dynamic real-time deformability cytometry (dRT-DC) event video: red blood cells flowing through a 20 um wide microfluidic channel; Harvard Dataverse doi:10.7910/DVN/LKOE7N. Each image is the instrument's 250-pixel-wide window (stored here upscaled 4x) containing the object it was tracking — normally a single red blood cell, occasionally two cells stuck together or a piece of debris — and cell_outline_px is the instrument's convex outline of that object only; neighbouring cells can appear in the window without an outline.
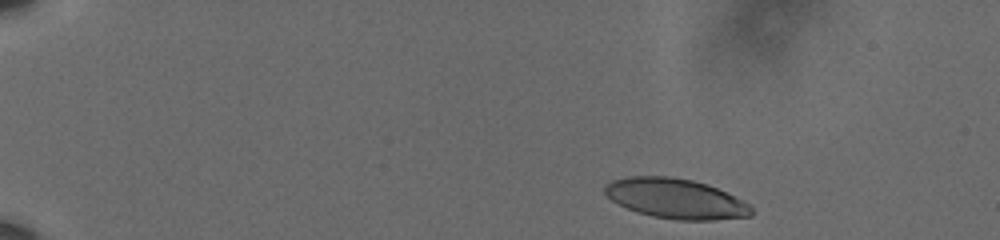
{"species": "human", "species_latin": "Homo sapiens", "temperature_condition": "cold", "stored_images_in_passage": 52, "camera_frame_rate_fps": 3000, "um_per_image_px": 0.085, "donor": {"sex": "male"}, "frame": {"image": 1, "passage_image": 3, "time_ms": 0.667, "image_size_px": [1000, 240], "cell_outline_px": [[752, 216], [712, 220], [676, 220], [652, 216], [636, 212], [612, 200], [604, 192], [604, 188], [612, 180], [628, 176], [668, 176], [692, 180], [708, 184], [744, 200], [752, 208]], "centroid_in_image_um": [57.46, 16.88], "position_along_channel_um": 27.5, "area_um2": 34.1}}
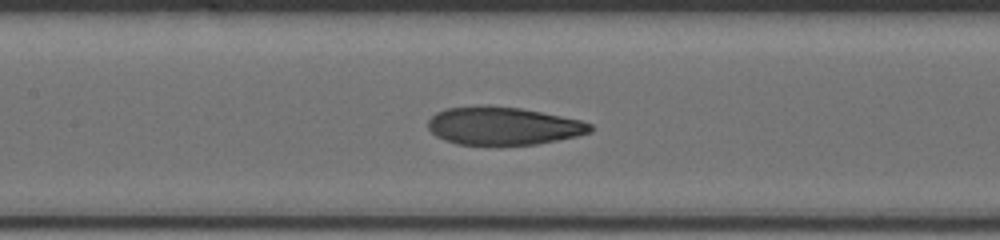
{"frame": {"image": 2, "passage_image": 24, "time_ms": 7.667, "image_size_px": [1000, 240], "cell_outline_px": [[592, 132], [576, 136], [536, 144], [492, 148], [456, 144], [444, 140], [436, 136], [428, 128], [428, 120], [436, 112], [444, 108], [520, 108], [580, 120], [592, 124]], "centroid_in_image_um": [42.75, 10.78], "position_along_channel_um": 164.6, "area_um2": 35.89}}
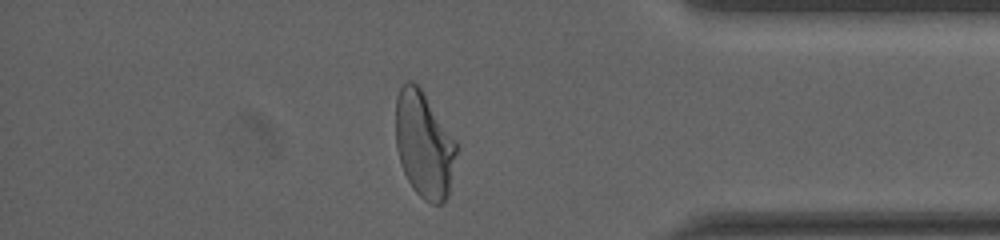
{"frame": {"image": 3, "passage_image": 45, "time_ms": 14.667, "image_size_px": [1000, 240], "cell_outline_px": [[460, 148], [448, 196], [440, 204], [432, 204], [424, 200], [412, 188], [404, 172], [396, 148], [396, 96], [400, 88], [408, 80], [412, 80], [420, 88], [456, 140]], "centroid_in_image_um": [36.08, 12.32], "position_along_channel_um": 399.1, "area_um2": 37.92}, "authors_computed_cell_mechanics": {"area_um2": 36.5296, "velocity_mm_per_s": 3.6051, "shape_relaxation_time_tau1_ms": 6.7098, "shape_relaxation_time_tau2_ms": 1.5576, "deformation_change_tau1": 0.2285, "deformation_change_tau2": 0.0766}}